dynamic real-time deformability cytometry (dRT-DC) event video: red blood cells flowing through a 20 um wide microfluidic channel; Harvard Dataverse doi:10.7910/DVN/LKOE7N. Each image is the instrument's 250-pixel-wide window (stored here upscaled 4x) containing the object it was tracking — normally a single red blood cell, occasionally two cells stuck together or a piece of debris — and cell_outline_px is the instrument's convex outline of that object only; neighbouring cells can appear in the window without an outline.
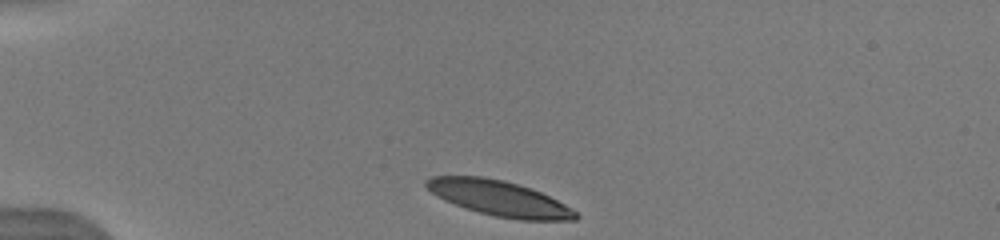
{"species": "human", "species_latin": "Homo sapiens", "temperature_condition": "warm", "stored_images_in_passage": 35, "camera_frame_rate_fps": 3000, "um_per_image_px": 0.085, "donor": {"sex": "male"}, "frame": {"image": 1, "passage_image": 1, "time_ms": 0.0, "image_size_px": [1000, 240], "cell_outline_px": [[580, 216], [576, 220], [520, 220], [496, 216], [480, 212], [444, 200], [432, 192], [424, 184], [424, 180], [432, 176], [480, 176], [504, 180], [532, 188], [572, 208]], "centroid_in_image_um": [42.45, 16.85], "position_along_channel_um": 42.6, "area_um2": 30.4}}